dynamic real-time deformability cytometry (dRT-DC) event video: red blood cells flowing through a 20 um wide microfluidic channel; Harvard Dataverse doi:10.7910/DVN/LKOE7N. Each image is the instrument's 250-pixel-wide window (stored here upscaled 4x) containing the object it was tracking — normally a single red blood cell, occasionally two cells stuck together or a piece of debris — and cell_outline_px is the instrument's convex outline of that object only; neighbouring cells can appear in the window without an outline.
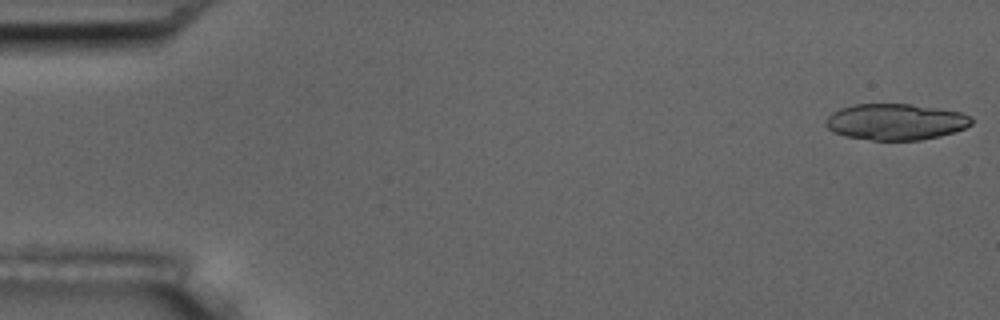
{"species": "common noctule bat (a hibernating species)", "species_latin": "Nyctalus noctula", "temperature_condition": "room temperature", "stored_images_in_passage": 15, "camera_frame_rate_fps": 3000, "um_per_image_px": 0.085, "animal": {"sex": "male", "body_mass_g": 17.5, "forearm_length_mm": 52.3}, "frame": {"image": 1, "passage_image": 1, "time_ms": 0.0, "image_size_px": [1000, 320], "cell_outline_px": [[972, 124], [964, 128], [940, 136], [920, 140], [872, 140], [844, 136], [832, 132], [824, 124], [828, 116], [832, 112], [840, 108], [856, 104], [912, 104], [960, 112], [972, 116]], "centroid_in_image_um": [76.1, 10.35], "position_along_channel_um": 8.9, "area_um2": 30.81}, "authors_computed_cell_mechanics": {"area_um2": 18.6116, "velocity_mm_per_s": 3.6366, "shape_relaxation_time_tau1_ms": 6.3191, "shape_relaxation_time_tau2_ms": 4.0622, "deformation_change_tau1": 0.1807, "deformation_change_tau2": 0.1256}}